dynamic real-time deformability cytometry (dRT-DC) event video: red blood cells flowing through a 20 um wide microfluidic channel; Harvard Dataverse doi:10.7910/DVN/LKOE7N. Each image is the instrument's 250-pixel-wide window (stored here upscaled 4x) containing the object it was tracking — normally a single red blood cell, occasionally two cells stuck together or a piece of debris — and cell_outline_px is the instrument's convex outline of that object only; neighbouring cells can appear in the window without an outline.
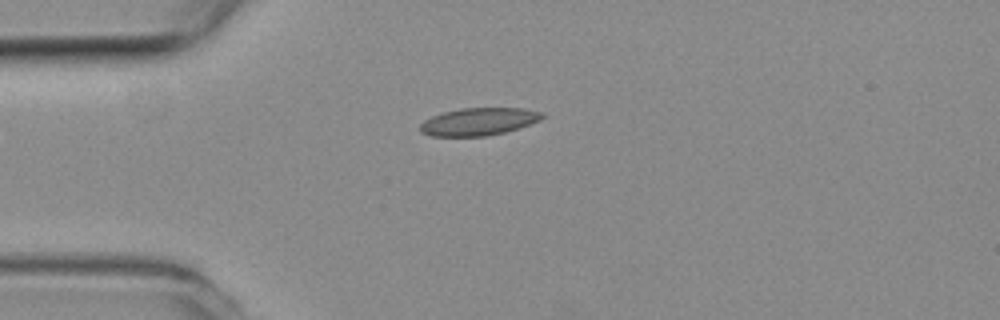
{"species": "common noctule bat (a hibernating species)", "species_latin": "Nyctalus noctula", "temperature_condition": "room temperature", "stored_images_in_passage": 42, "camera_frame_rate_fps": 3000, "um_per_image_px": 0.085, "animal": {"sex": "female", "body_mass_g": 19.3, "forearm_length_mm": 54.1}, "frame": {"image": 1, "passage_image": 1, "time_ms": 0.0, "image_size_px": [1000, 320], "cell_outline_px": [[548, 116], [540, 120], [504, 132], [484, 136], [432, 136], [420, 132], [420, 124], [424, 120], [432, 116], [444, 112], [460, 108], [524, 108], [544, 112]], "centroid_in_image_um": [40.7, 10.32], "position_along_channel_um": 44.3, "area_um2": 19.59}}
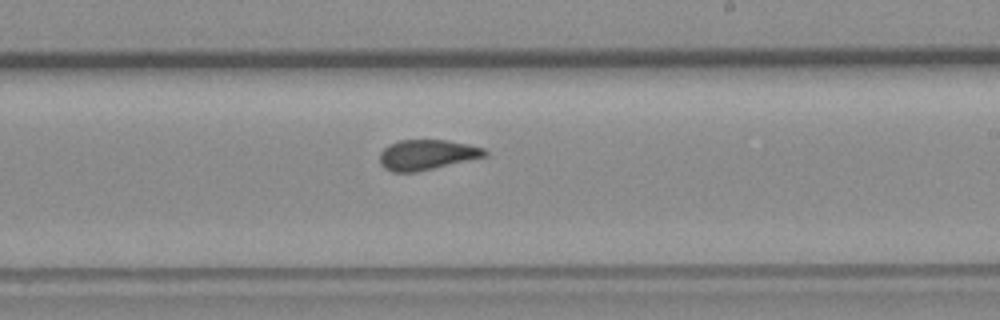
{"frame": {"image": 2, "passage_image": 19, "time_ms": 6.0, "image_size_px": [1000, 320], "cell_outline_px": [[488, 156], [416, 172], [392, 172], [384, 168], [380, 164], [380, 152], [388, 144], [400, 140], [448, 140], [468, 144], [484, 148], [488, 152]], "centroid_in_image_um": [36.29, 13.15], "position_along_channel_um": 252.7, "area_um2": 18.61}}
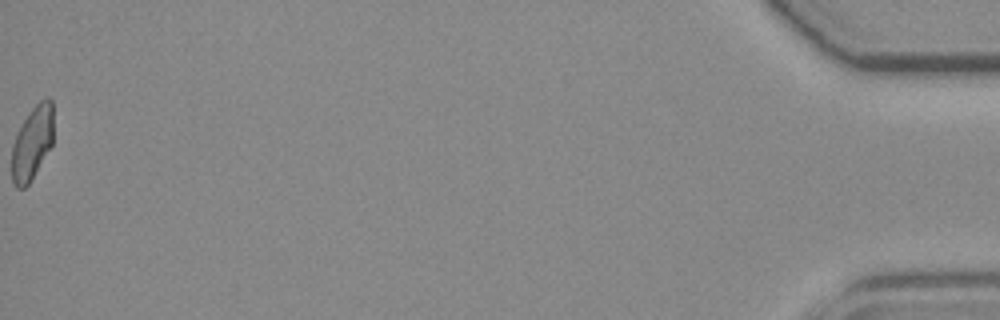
{"frame": {"image": 3, "passage_image": 42, "time_ms": 13.667, "image_size_px": [1000, 320], "cell_outline_px": [[52, 144], [28, 184], [24, 188], [16, 188], [12, 184], [12, 144], [24, 120], [32, 108], [44, 96], [48, 96], [52, 100]], "centroid_in_image_um": [2.73, 12.13], "position_along_channel_um": 432.5, "area_um2": 17.57}, "authors_computed_cell_mechanics": {"area_um2": 18.785, "velocity_mm_per_s": 3.7673, "shape_relaxation_time_tau1_ms": 7.266, "shape_relaxation_time_tau2_ms": 1.2057, "deformation_change_tau1": 0.1851, "deformation_change_tau2": 0.0737}}